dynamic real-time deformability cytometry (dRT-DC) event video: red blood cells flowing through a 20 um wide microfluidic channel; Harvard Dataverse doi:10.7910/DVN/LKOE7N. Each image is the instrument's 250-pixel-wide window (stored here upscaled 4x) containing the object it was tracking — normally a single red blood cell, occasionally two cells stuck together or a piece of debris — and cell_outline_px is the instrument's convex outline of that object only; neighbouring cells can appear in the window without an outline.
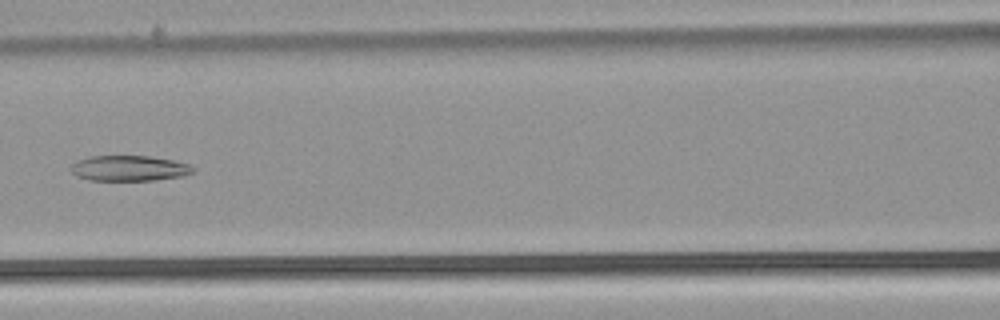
{"species": "common noctule bat (a hibernating species)", "species_latin": "Nyctalus noctula", "temperature_condition": "warm", "stored_images_in_passage": 6, "camera_frame_rate_fps": 3000, "um_per_image_px": 0.085, "animal": {"sex": "male", "body_mass_g": 21.5, "forearm_length_mm": 52.0}, "frame": {"image": 1, "passage_image": 6, "time_ms": 1.667, "image_size_px": [1000, 320], "cell_outline_px": [[196, 168], [192, 172], [184, 176], [156, 180], [88, 180], [76, 176], [68, 168], [72, 164], [80, 160], [92, 156], [148, 156], [172, 160], [188, 164]], "centroid_in_image_um": [10.98, 14.31], "position_along_channel_um": 155.6, "area_um2": 18.09}}